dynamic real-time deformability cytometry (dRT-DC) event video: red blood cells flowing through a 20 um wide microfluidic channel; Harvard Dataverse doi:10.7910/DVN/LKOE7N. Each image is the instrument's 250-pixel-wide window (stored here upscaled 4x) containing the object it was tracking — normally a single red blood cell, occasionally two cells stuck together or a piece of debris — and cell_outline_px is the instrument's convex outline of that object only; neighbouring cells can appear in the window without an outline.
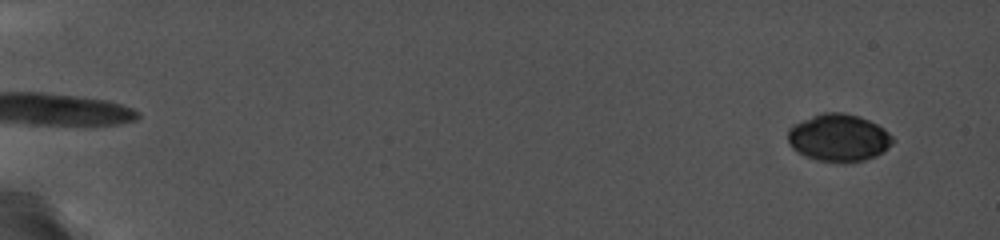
{"species": "common noctule bat (a hibernating species)", "species_latin": "Nyctalus noctula", "temperature_condition": "cold", "stored_images_in_passage": 42, "camera_frame_rate_fps": 5000, "um_per_image_px": 0.085, "animal": {"sex": "female", "body_mass_g": 19.0, "forearm_length_mm": 56.7}, "frame": {"image": 1, "passage_image": 1, "time_ms": 0.0, "image_size_px": [1000, 240], "cell_outline_px": [[896, 140], [884, 152], [876, 156], [864, 160], [844, 164], [816, 160], [804, 156], [792, 148], [788, 144], [788, 128], [804, 120], [824, 112], [844, 112], [860, 116], [884, 128]], "centroid_in_image_um": [71.31, 11.73], "position_along_channel_um": 13.7, "area_um2": 29.3}}
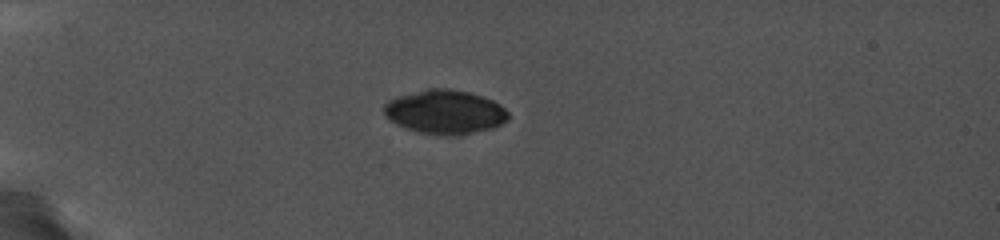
{"frame": {"image": 2, "passage_image": 30, "time_ms": 4.6, "image_size_px": [1000, 240], "cell_outline_px": [[508, 120], [492, 128], [468, 132], [420, 132], [408, 128], [392, 120], [384, 112], [384, 104], [388, 100], [396, 96], [428, 88], [452, 88], [484, 96], [500, 104], [508, 112]], "centroid_in_image_um": [37.84, 9.44], "position_along_channel_um": 47.2, "area_um2": 30.75}}